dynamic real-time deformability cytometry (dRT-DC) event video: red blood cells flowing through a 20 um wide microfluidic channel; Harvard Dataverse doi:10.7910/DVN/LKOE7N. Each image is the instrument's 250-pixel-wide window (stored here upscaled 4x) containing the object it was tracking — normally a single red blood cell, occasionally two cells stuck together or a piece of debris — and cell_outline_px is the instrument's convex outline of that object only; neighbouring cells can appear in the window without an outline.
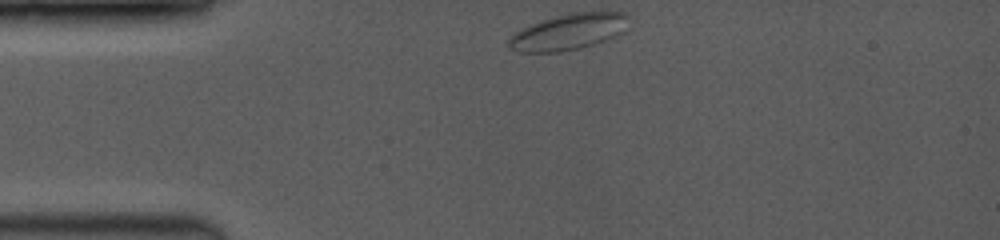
{"species": "common noctule bat (a hibernating species)", "species_latin": "Nyctalus noctula", "temperature_condition": "room temperature", "stored_images_in_passage": 13, "camera_frame_rate_fps": 3500, "um_per_image_px": 0.085, "animal": {"sex": "female", "body_mass_g": 19.0, "forearm_length_mm": 53.3}, "frame": {"image": 1, "passage_image": 1, "time_ms": 0.0, "image_size_px": [1000, 240], "cell_outline_px": [[624, 16], [620, 32], [612, 36], [592, 44], [580, 48], [560, 52], [520, 52], [512, 48], [508, 44], [508, 40], [512, 32], [528, 24], [552, 16], [572, 12], [624, 12]], "centroid_in_image_um": [48.13, 2.7], "position_along_channel_um": 36.9, "area_um2": 24.62}}
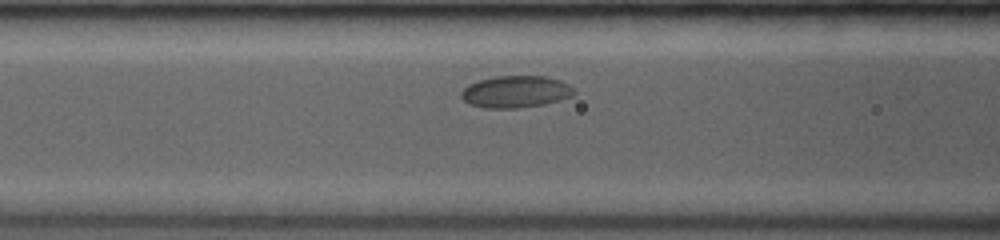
{"frame": {"image": 2, "passage_image": 7, "time_ms": 3.143, "image_size_px": [1000, 240], "cell_outline_px": [[576, 92], [572, 96], [560, 100], [544, 104], [516, 108], [484, 108], [472, 104], [464, 100], [460, 96], [460, 92], [468, 84], [492, 76], [544, 76], [560, 80], [568, 84]], "centroid_in_image_um": [43.83, 7.79], "position_along_channel_um": 122.8, "area_um2": 20.98}}
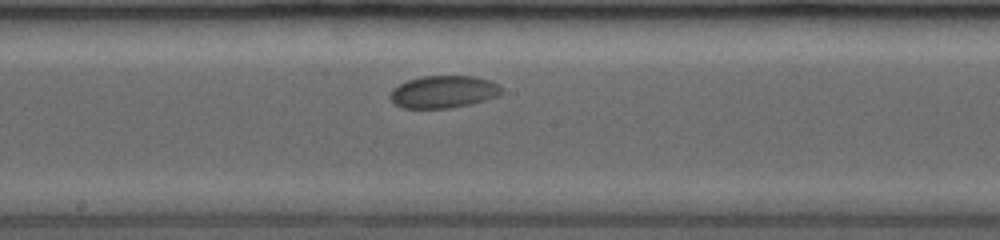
{"frame": {"image": 3, "passage_image": 12, "time_ms": 5.429, "image_size_px": [1000, 240], "cell_outline_px": [[504, 92], [500, 96], [468, 104], [448, 108], [400, 108], [388, 96], [392, 88], [408, 80], [424, 76], [476, 76], [492, 80], [500, 84], [504, 88]], "centroid_in_image_um": [37.75, 7.79], "position_along_channel_um": 210.5, "area_um2": 21.27}}